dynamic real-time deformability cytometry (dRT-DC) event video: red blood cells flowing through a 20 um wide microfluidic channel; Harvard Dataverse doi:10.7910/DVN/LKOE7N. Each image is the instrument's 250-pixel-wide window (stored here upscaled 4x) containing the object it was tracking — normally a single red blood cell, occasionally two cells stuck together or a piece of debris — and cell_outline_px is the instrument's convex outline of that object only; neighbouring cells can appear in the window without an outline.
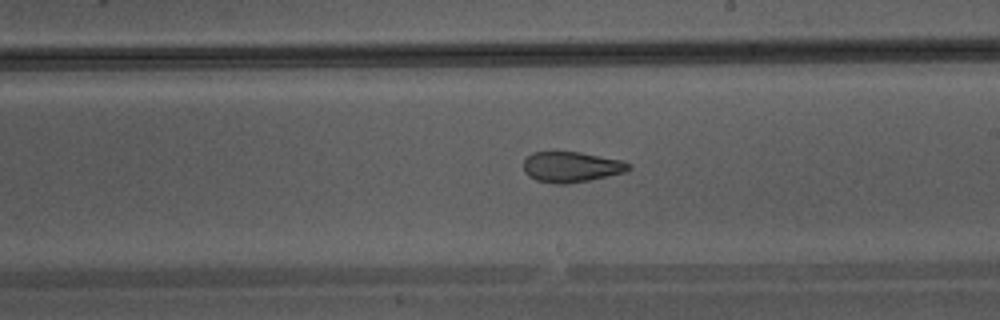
{"species": "Egyptian fruit bat (a non-hibernating species)", "species_latin": "Rousettus aegyptiacus", "temperature_condition": "warm", "stored_images_in_passage": 46, "camera_frame_rate_fps": 3000, "um_per_image_px": 0.085, "animal": {"sex": "male"}, "frame": {"image": 1, "passage_image": 27, "time_ms": 8.667, "image_size_px": [1000, 320], "cell_outline_px": [[632, 168], [624, 172], [588, 180], [568, 184], [556, 184], [536, 180], [528, 176], [524, 172], [524, 160], [532, 152], [580, 152], [624, 160], [632, 164]], "centroid_in_image_um": [48.58, 14.18], "position_along_channel_um": 240.4, "area_um2": 18.79}}